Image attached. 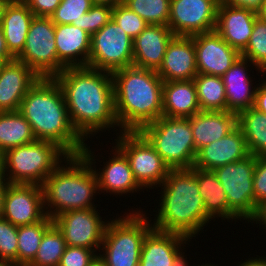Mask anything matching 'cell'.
<instances>
[{"label":"cell","instance_id":"6da1fadb","mask_svg":"<svg viewBox=\"0 0 266 266\" xmlns=\"http://www.w3.org/2000/svg\"><path fill=\"white\" fill-rule=\"evenodd\" d=\"M55 80L62 88L70 121L85 141L100 131L118 130L112 73L88 66L67 67Z\"/></svg>","mask_w":266,"mask_h":266},{"label":"cell","instance_id":"7a4b0ae2","mask_svg":"<svg viewBox=\"0 0 266 266\" xmlns=\"http://www.w3.org/2000/svg\"><path fill=\"white\" fill-rule=\"evenodd\" d=\"M19 112L31 125L36 140L57 144L68 155H80L85 140L73 127L64 94L55 78H39L21 101Z\"/></svg>","mask_w":266,"mask_h":266},{"label":"cell","instance_id":"3957f363","mask_svg":"<svg viewBox=\"0 0 266 266\" xmlns=\"http://www.w3.org/2000/svg\"><path fill=\"white\" fill-rule=\"evenodd\" d=\"M159 187L161 196L159 209L153 210L158 213L152 222L153 228L189 239L199 235L212 219L206 214L199 193L197 167L170 169Z\"/></svg>","mask_w":266,"mask_h":266},{"label":"cell","instance_id":"277c9868","mask_svg":"<svg viewBox=\"0 0 266 266\" xmlns=\"http://www.w3.org/2000/svg\"><path fill=\"white\" fill-rule=\"evenodd\" d=\"M119 132L140 131L162 116V78L154 70L128 66L112 73Z\"/></svg>","mask_w":266,"mask_h":266},{"label":"cell","instance_id":"5b68a950","mask_svg":"<svg viewBox=\"0 0 266 266\" xmlns=\"http://www.w3.org/2000/svg\"><path fill=\"white\" fill-rule=\"evenodd\" d=\"M41 186L44 209L52 219L70 210L97 208V176L82 154L68 155Z\"/></svg>","mask_w":266,"mask_h":266},{"label":"cell","instance_id":"8992f818","mask_svg":"<svg viewBox=\"0 0 266 266\" xmlns=\"http://www.w3.org/2000/svg\"><path fill=\"white\" fill-rule=\"evenodd\" d=\"M68 154L46 140L11 148L1 155L3 178L9 184L42 185Z\"/></svg>","mask_w":266,"mask_h":266},{"label":"cell","instance_id":"52a82bcc","mask_svg":"<svg viewBox=\"0 0 266 266\" xmlns=\"http://www.w3.org/2000/svg\"><path fill=\"white\" fill-rule=\"evenodd\" d=\"M129 212L108 220L98 254L107 266H139L144 238L153 226L141 208Z\"/></svg>","mask_w":266,"mask_h":266},{"label":"cell","instance_id":"ba28073f","mask_svg":"<svg viewBox=\"0 0 266 266\" xmlns=\"http://www.w3.org/2000/svg\"><path fill=\"white\" fill-rule=\"evenodd\" d=\"M140 132L170 169L192 168L197 155L190 118L161 116Z\"/></svg>","mask_w":266,"mask_h":266},{"label":"cell","instance_id":"9c48e42d","mask_svg":"<svg viewBox=\"0 0 266 266\" xmlns=\"http://www.w3.org/2000/svg\"><path fill=\"white\" fill-rule=\"evenodd\" d=\"M255 162L256 156L250 154L242 160L213 170L227 195L229 221H249L256 212L253 190Z\"/></svg>","mask_w":266,"mask_h":266},{"label":"cell","instance_id":"30bf717a","mask_svg":"<svg viewBox=\"0 0 266 266\" xmlns=\"http://www.w3.org/2000/svg\"><path fill=\"white\" fill-rule=\"evenodd\" d=\"M116 136L114 144L129 160L137 183L147 191L148 188H158L168 176L170 168L152 144L140 131H121Z\"/></svg>","mask_w":266,"mask_h":266},{"label":"cell","instance_id":"8fae6325","mask_svg":"<svg viewBox=\"0 0 266 266\" xmlns=\"http://www.w3.org/2000/svg\"><path fill=\"white\" fill-rule=\"evenodd\" d=\"M16 59L25 63L40 78H55L65 67L58 61L55 24L50 17H34L22 52Z\"/></svg>","mask_w":266,"mask_h":266},{"label":"cell","instance_id":"7c38bea8","mask_svg":"<svg viewBox=\"0 0 266 266\" xmlns=\"http://www.w3.org/2000/svg\"><path fill=\"white\" fill-rule=\"evenodd\" d=\"M133 65V39L111 19L91 36L88 67L113 73Z\"/></svg>","mask_w":266,"mask_h":266},{"label":"cell","instance_id":"4fadbf2b","mask_svg":"<svg viewBox=\"0 0 266 266\" xmlns=\"http://www.w3.org/2000/svg\"><path fill=\"white\" fill-rule=\"evenodd\" d=\"M98 209L70 210L53 218L62 232L66 246L85 247L100 252L108 221L102 220Z\"/></svg>","mask_w":266,"mask_h":266},{"label":"cell","instance_id":"5bb4252c","mask_svg":"<svg viewBox=\"0 0 266 266\" xmlns=\"http://www.w3.org/2000/svg\"><path fill=\"white\" fill-rule=\"evenodd\" d=\"M219 0H171L168 26L175 36L215 31Z\"/></svg>","mask_w":266,"mask_h":266},{"label":"cell","instance_id":"9a60e30c","mask_svg":"<svg viewBox=\"0 0 266 266\" xmlns=\"http://www.w3.org/2000/svg\"><path fill=\"white\" fill-rule=\"evenodd\" d=\"M112 148L113 150L111 151L114 152L109 154L113 156H109L111 159L109 158L107 162H103L104 166L102 169L99 168V170L96 169V157L92 154L94 152L91 151L92 149H90V146L85 144L81 153L95 171L98 180L99 194L100 192H106L112 195L114 193V195L118 194L122 196L123 194L137 193L140 189L143 190L137 183L131 170L129 160L125 154L117 146H112Z\"/></svg>","mask_w":266,"mask_h":266},{"label":"cell","instance_id":"2e32d148","mask_svg":"<svg viewBox=\"0 0 266 266\" xmlns=\"http://www.w3.org/2000/svg\"><path fill=\"white\" fill-rule=\"evenodd\" d=\"M46 216L43 190L36 184H7L2 217L15 226L34 224Z\"/></svg>","mask_w":266,"mask_h":266},{"label":"cell","instance_id":"e0dca14e","mask_svg":"<svg viewBox=\"0 0 266 266\" xmlns=\"http://www.w3.org/2000/svg\"><path fill=\"white\" fill-rule=\"evenodd\" d=\"M198 73L222 77L241 56L216 31L191 36Z\"/></svg>","mask_w":266,"mask_h":266},{"label":"cell","instance_id":"ac0fdd59","mask_svg":"<svg viewBox=\"0 0 266 266\" xmlns=\"http://www.w3.org/2000/svg\"><path fill=\"white\" fill-rule=\"evenodd\" d=\"M190 241L181 234L152 228L144 238L139 266H182L187 259L184 244Z\"/></svg>","mask_w":266,"mask_h":266},{"label":"cell","instance_id":"d6986e66","mask_svg":"<svg viewBox=\"0 0 266 266\" xmlns=\"http://www.w3.org/2000/svg\"><path fill=\"white\" fill-rule=\"evenodd\" d=\"M39 78L16 58L6 62L0 73V112L19 111L22 99Z\"/></svg>","mask_w":266,"mask_h":266},{"label":"cell","instance_id":"ffe728a7","mask_svg":"<svg viewBox=\"0 0 266 266\" xmlns=\"http://www.w3.org/2000/svg\"><path fill=\"white\" fill-rule=\"evenodd\" d=\"M156 73L164 82L192 80L198 74L193 38L174 36Z\"/></svg>","mask_w":266,"mask_h":266},{"label":"cell","instance_id":"44dd1931","mask_svg":"<svg viewBox=\"0 0 266 266\" xmlns=\"http://www.w3.org/2000/svg\"><path fill=\"white\" fill-rule=\"evenodd\" d=\"M257 18L253 10L219 4L215 31L241 53L249 43Z\"/></svg>","mask_w":266,"mask_h":266},{"label":"cell","instance_id":"7402d4cb","mask_svg":"<svg viewBox=\"0 0 266 266\" xmlns=\"http://www.w3.org/2000/svg\"><path fill=\"white\" fill-rule=\"evenodd\" d=\"M250 155L243 133L238 127L220 140L207 144L197 151L193 167L214 170Z\"/></svg>","mask_w":266,"mask_h":266},{"label":"cell","instance_id":"603a6c76","mask_svg":"<svg viewBox=\"0 0 266 266\" xmlns=\"http://www.w3.org/2000/svg\"><path fill=\"white\" fill-rule=\"evenodd\" d=\"M250 66L260 70L248 59L240 56L221 77L225 86L227 111L237 114L254 106L257 84L253 87L254 80L248 74Z\"/></svg>","mask_w":266,"mask_h":266},{"label":"cell","instance_id":"cb8c5ba5","mask_svg":"<svg viewBox=\"0 0 266 266\" xmlns=\"http://www.w3.org/2000/svg\"><path fill=\"white\" fill-rule=\"evenodd\" d=\"M174 36L169 26L149 24L133 40V65L157 71Z\"/></svg>","mask_w":266,"mask_h":266},{"label":"cell","instance_id":"d4e9b609","mask_svg":"<svg viewBox=\"0 0 266 266\" xmlns=\"http://www.w3.org/2000/svg\"><path fill=\"white\" fill-rule=\"evenodd\" d=\"M58 61L65 67L88 66L91 35L73 24H55Z\"/></svg>","mask_w":266,"mask_h":266},{"label":"cell","instance_id":"484cf974","mask_svg":"<svg viewBox=\"0 0 266 266\" xmlns=\"http://www.w3.org/2000/svg\"><path fill=\"white\" fill-rule=\"evenodd\" d=\"M34 14L23 0H8L2 10L0 27L9 52L16 58L24 49Z\"/></svg>","mask_w":266,"mask_h":266},{"label":"cell","instance_id":"4316f807","mask_svg":"<svg viewBox=\"0 0 266 266\" xmlns=\"http://www.w3.org/2000/svg\"><path fill=\"white\" fill-rule=\"evenodd\" d=\"M196 152L220 140L237 127V115L230 111H200L190 117Z\"/></svg>","mask_w":266,"mask_h":266},{"label":"cell","instance_id":"83f0119b","mask_svg":"<svg viewBox=\"0 0 266 266\" xmlns=\"http://www.w3.org/2000/svg\"><path fill=\"white\" fill-rule=\"evenodd\" d=\"M200 111L193 79L163 83L162 116L190 118Z\"/></svg>","mask_w":266,"mask_h":266},{"label":"cell","instance_id":"f1b7e54d","mask_svg":"<svg viewBox=\"0 0 266 266\" xmlns=\"http://www.w3.org/2000/svg\"><path fill=\"white\" fill-rule=\"evenodd\" d=\"M199 193L204 202L206 214L214 220H229V204L227 195L213 170L197 168Z\"/></svg>","mask_w":266,"mask_h":266},{"label":"cell","instance_id":"f546056e","mask_svg":"<svg viewBox=\"0 0 266 266\" xmlns=\"http://www.w3.org/2000/svg\"><path fill=\"white\" fill-rule=\"evenodd\" d=\"M35 140L31 125L19 111L0 112V156Z\"/></svg>","mask_w":266,"mask_h":266},{"label":"cell","instance_id":"4dcf8cb0","mask_svg":"<svg viewBox=\"0 0 266 266\" xmlns=\"http://www.w3.org/2000/svg\"><path fill=\"white\" fill-rule=\"evenodd\" d=\"M236 115L237 127L244 135L250 154L266 156V115L254 107Z\"/></svg>","mask_w":266,"mask_h":266},{"label":"cell","instance_id":"1f68e13d","mask_svg":"<svg viewBox=\"0 0 266 266\" xmlns=\"http://www.w3.org/2000/svg\"><path fill=\"white\" fill-rule=\"evenodd\" d=\"M193 81L201 111H227L225 86L220 76L198 73Z\"/></svg>","mask_w":266,"mask_h":266},{"label":"cell","instance_id":"d6a6232c","mask_svg":"<svg viewBox=\"0 0 266 266\" xmlns=\"http://www.w3.org/2000/svg\"><path fill=\"white\" fill-rule=\"evenodd\" d=\"M53 224L46 215L34 224L18 226V266H28L35 258L44 232Z\"/></svg>","mask_w":266,"mask_h":266},{"label":"cell","instance_id":"836d02e7","mask_svg":"<svg viewBox=\"0 0 266 266\" xmlns=\"http://www.w3.org/2000/svg\"><path fill=\"white\" fill-rule=\"evenodd\" d=\"M65 247L63 234L53 223L44 232L38 252L28 266H59Z\"/></svg>","mask_w":266,"mask_h":266},{"label":"cell","instance_id":"e575fe53","mask_svg":"<svg viewBox=\"0 0 266 266\" xmlns=\"http://www.w3.org/2000/svg\"><path fill=\"white\" fill-rule=\"evenodd\" d=\"M171 0H121L148 24L168 26Z\"/></svg>","mask_w":266,"mask_h":266},{"label":"cell","instance_id":"d590c367","mask_svg":"<svg viewBox=\"0 0 266 266\" xmlns=\"http://www.w3.org/2000/svg\"><path fill=\"white\" fill-rule=\"evenodd\" d=\"M241 56L259 69L266 67V22L259 18L255 20L249 43Z\"/></svg>","mask_w":266,"mask_h":266},{"label":"cell","instance_id":"8d00e7d4","mask_svg":"<svg viewBox=\"0 0 266 266\" xmlns=\"http://www.w3.org/2000/svg\"><path fill=\"white\" fill-rule=\"evenodd\" d=\"M0 260L18 266V226L0 218Z\"/></svg>","mask_w":266,"mask_h":266},{"label":"cell","instance_id":"74e56055","mask_svg":"<svg viewBox=\"0 0 266 266\" xmlns=\"http://www.w3.org/2000/svg\"><path fill=\"white\" fill-rule=\"evenodd\" d=\"M91 7L90 0H61L50 18L54 24L77 23Z\"/></svg>","mask_w":266,"mask_h":266},{"label":"cell","instance_id":"f35d334b","mask_svg":"<svg viewBox=\"0 0 266 266\" xmlns=\"http://www.w3.org/2000/svg\"><path fill=\"white\" fill-rule=\"evenodd\" d=\"M112 19L133 40L149 25L137 13L130 10L122 2L112 11Z\"/></svg>","mask_w":266,"mask_h":266},{"label":"cell","instance_id":"ab89813d","mask_svg":"<svg viewBox=\"0 0 266 266\" xmlns=\"http://www.w3.org/2000/svg\"><path fill=\"white\" fill-rule=\"evenodd\" d=\"M112 11L108 7L92 6L77 23L72 24L92 36L112 19Z\"/></svg>","mask_w":266,"mask_h":266},{"label":"cell","instance_id":"60d3db41","mask_svg":"<svg viewBox=\"0 0 266 266\" xmlns=\"http://www.w3.org/2000/svg\"><path fill=\"white\" fill-rule=\"evenodd\" d=\"M98 254L85 247L66 246L59 266H89Z\"/></svg>","mask_w":266,"mask_h":266},{"label":"cell","instance_id":"b9f144b4","mask_svg":"<svg viewBox=\"0 0 266 266\" xmlns=\"http://www.w3.org/2000/svg\"><path fill=\"white\" fill-rule=\"evenodd\" d=\"M255 206L266 201V156L256 157L253 174Z\"/></svg>","mask_w":266,"mask_h":266},{"label":"cell","instance_id":"7bdbcfd3","mask_svg":"<svg viewBox=\"0 0 266 266\" xmlns=\"http://www.w3.org/2000/svg\"><path fill=\"white\" fill-rule=\"evenodd\" d=\"M36 17H50L61 0H23Z\"/></svg>","mask_w":266,"mask_h":266},{"label":"cell","instance_id":"ee69618b","mask_svg":"<svg viewBox=\"0 0 266 266\" xmlns=\"http://www.w3.org/2000/svg\"><path fill=\"white\" fill-rule=\"evenodd\" d=\"M264 0H219V4L239 6L257 12Z\"/></svg>","mask_w":266,"mask_h":266},{"label":"cell","instance_id":"f6af8a7d","mask_svg":"<svg viewBox=\"0 0 266 266\" xmlns=\"http://www.w3.org/2000/svg\"><path fill=\"white\" fill-rule=\"evenodd\" d=\"M253 107L266 115V88L260 82L256 88Z\"/></svg>","mask_w":266,"mask_h":266},{"label":"cell","instance_id":"bcb514c9","mask_svg":"<svg viewBox=\"0 0 266 266\" xmlns=\"http://www.w3.org/2000/svg\"><path fill=\"white\" fill-rule=\"evenodd\" d=\"M254 223L263 225L266 230V201L257 206L254 216L248 221V223Z\"/></svg>","mask_w":266,"mask_h":266},{"label":"cell","instance_id":"7dc6e473","mask_svg":"<svg viewBox=\"0 0 266 266\" xmlns=\"http://www.w3.org/2000/svg\"><path fill=\"white\" fill-rule=\"evenodd\" d=\"M0 58L3 59L5 62L15 59V57L9 52L7 48L6 40L4 38L1 27H0Z\"/></svg>","mask_w":266,"mask_h":266},{"label":"cell","instance_id":"c3c4849f","mask_svg":"<svg viewBox=\"0 0 266 266\" xmlns=\"http://www.w3.org/2000/svg\"><path fill=\"white\" fill-rule=\"evenodd\" d=\"M92 6L108 7L115 9L120 3L121 0H90Z\"/></svg>","mask_w":266,"mask_h":266},{"label":"cell","instance_id":"681fc988","mask_svg":"<svg viewBox=\"0 0 266 266\" xmlns=\"http://www.w3.org/2000/svg\"><path fill=\"white\" fill-rule=\"evenodd\" d=\"M238 266H266V257H251L246 259L243 263L241 262L240 265L237 264Z\"/></svg>","mask_w":266,"mask_h":266},{"label":"cell","instance_id":"f907efd6","mask_svg":"<svg viewBox=\"0 0 266 266\" xmlns=\"http://www.w3.org/2000/svg\"><path fill=\"white\" fill-rule=\"evenodd\" d=\"M7 184L8 182L4 178L0 181V218L3 215V197Z\"/></svg>","mask_w":266,"mask_h":266},{"label":"cell","instance_id":"816d5d0a","mask_svg":"<svg viewBox=\"0 0 266 266\" xmlns=\"http://www.w3.org/2000/svg\"><path fill=\"white\" fill-rule=\"evenodd\" d=\"M257 17L266 22V0L262 2L260 9L257 11Z\"/></svg>","mask_w":266,"mask_h":266},{"label":"cell","instance_id":"f5cc1de1","mask_svg":"<svg viewBox=\"0 0 266 266\" xmlns=\"http://www.w3.org/2000/svg\"><path fill=\"white\" fill-rule=\"evenodd\" d=\"M89 266H107L106 263L97 256Z\"/></svg>","mask_w":266,"mask_h":266},{"label":"cell","instance_id":"db71d44e","mask_svg":"<svg viewBox=\"0 0 266 266\" xmlns=\"http://www.w3.org/2000/svg\"><path fill=\"white\" fill-rule=\"evenodd\" d=\"M258 73L263 74V77H264L265 76L264 73H266V67L261 68ZM261 84L266 88V80L265 79L261 80Z\"/></svg>","mask_w":266,"mask_h":266},{"label":"cell","instance_id":"11a10c76","mask_svg":"<svg viewBox=\"0 0 266 266\" xmlns=\"http://www.w3.org/2000/svg\"><path fill=\"white\" fill-rule=\"evenodd\" d=\"M217 265H218V264H216V265L213 264V265H212L211 263H210V264H209V263H207V264H204V263H203L202 265H198V266H217ZM182 266H190L189 263H188V260H185V261L183 262ZM193 266H196V265L193 264Z\"/></svg>","mask_w":266,"mask_h":266},{"label":"cell","instance_id":"9f6ffc18","mask_svg":"<svg viewBox=\"0 0 266 266\" xmlns=\"http://www.w3.org/2000/svg\"><path fill=\"white\" fill-rule=\"evenodd\" d=\"M8 0H0V23H1V14H2V10H3V7L5 5V3L7 2Z\"/></svg>","mask_w":266,"mask_h":266},{"label":"cell","instance_id":"6f0895ef","mask_svg":"<svg viewBox=\"0 0 266 266\" xmlns=\"http://www.w3.org/2000/svg\"><path fill=\"white\" fill-rule=\"evenodd\" d=\"M3 179L2 159L0 156V181Z\"/></svg>","mask_w":266,"mask_h":266},{"label":"cell","instance_id":"680465c9","mask_svg":"<svg viewBox=\"0 0 266 266\" xmlns=\"http://www.w3.org/2000/svg\"><path fill=\"white\" fill-rule=\"evenodd\" d=\"M0 266H12V265L4 260H0Z\"/></svg>","mask_w":266,"mask_h":266},{"label":"cell","instance_id":"91938a15","mask_svg":"<svg viewBox=\"0 0 266 266\" xmlns=\"http://www.w3.org/2000/svg\"><path fill=\"white\" fill-rule=\"evenodd\" d=\"M6 62L0 58V73H1V70H2V67L4 66Z\"/></svg>","mask_w":266,"mask_h":266}]
</instances>
